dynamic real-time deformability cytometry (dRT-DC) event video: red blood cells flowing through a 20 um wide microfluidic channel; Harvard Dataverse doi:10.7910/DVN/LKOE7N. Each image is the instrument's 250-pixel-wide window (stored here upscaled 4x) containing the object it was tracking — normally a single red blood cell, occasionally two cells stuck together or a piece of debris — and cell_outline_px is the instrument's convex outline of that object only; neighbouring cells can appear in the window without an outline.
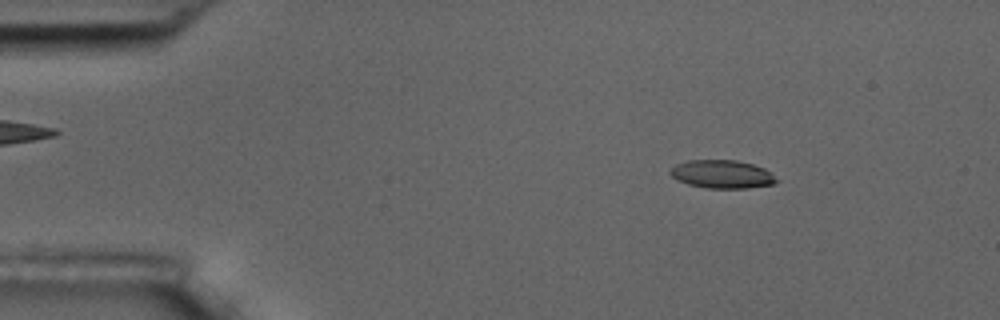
{"species": "common noctule bat (a hibernating species)", "species_latin": "Nyctalus noctula", "temperature_condition": "room temperature", "stored_images_in_passage": 5, "camera_frame_rate_fps": 3000, "um_per_image_px": 0.085, "animal": {"sex": "male", "body_mass_g": 17.5, "forearm_length_mm": 52.3}, "frame": {"image": 1, "passage_image": 2, "time_ms": 1.333, "image_size_px": [1000, 320], "cell_outline_px": [[780, 180], [776, 184], [748, 188], [708, 188], [688, 184], [676, 180], [668, 172], [676, 164], [688, 160], [736, 160], [752, 164], [764, 168]], "centroid_in_image_um": [61.39, 14.81], "position_along_channel_um": 23.6, "area_um2": 17.57}}
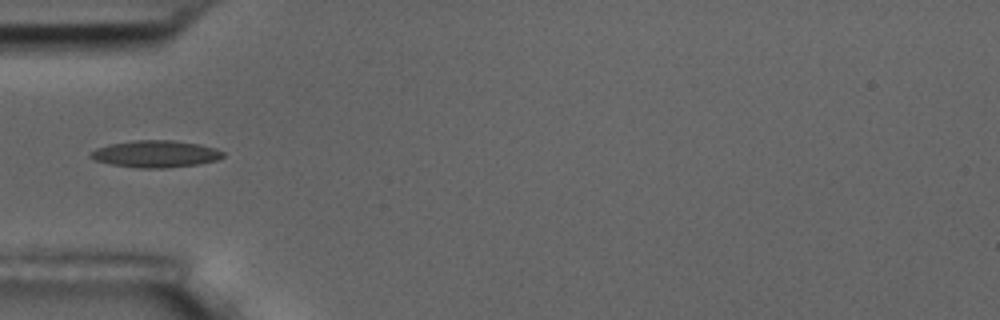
{"frame": {"image": 2, "passage_image": 5, "time_ms": 4.667, "image_size_px": [1000, 320], "cell_outline_px": [[224, 156], [216, 160], [196, 164], [164, 168], [140, 168], [112, 164], [96, 160], [88, 156], [96, 148], [108, 144], [136, 140], [172, 140], [200, 144], [216, 148], [224, 152]], "centroid_in_image_um": [13.23, 13.07], "position_along_channel_um": 71.8, "area_um2": 20.63}}